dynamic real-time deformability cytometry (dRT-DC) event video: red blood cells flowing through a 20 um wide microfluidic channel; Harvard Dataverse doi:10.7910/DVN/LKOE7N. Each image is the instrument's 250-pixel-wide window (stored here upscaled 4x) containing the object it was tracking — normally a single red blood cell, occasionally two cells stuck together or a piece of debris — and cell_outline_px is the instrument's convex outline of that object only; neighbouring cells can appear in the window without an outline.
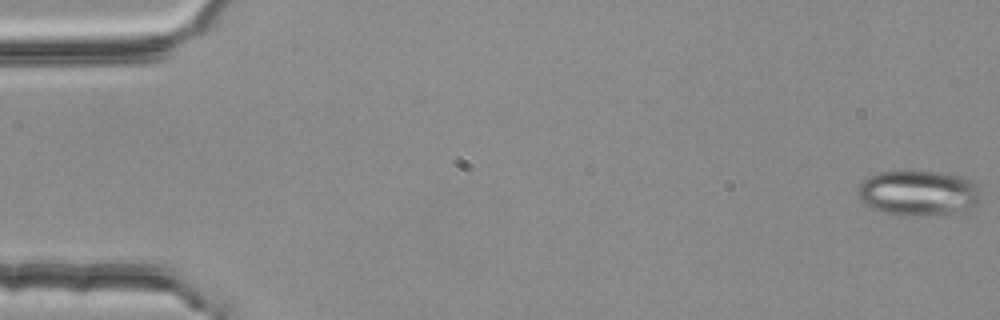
{"species": "common noctule bat (a hibernating species)", "species_latin": "Nyctalus noctula", "temperature_condition": "room temperature", "stored_images_in_passage": 49, "camera_frame_rate_fps": 3000, "um_per_image_px": 0.085, "animal": {"sex": "female", "body_mass_g": 25.1}, "frame": {"image": 1, "passage_image": 1, "time_ms": 0.0, "image_size_px": [1000, 320], "cell_outline_px": [[976, 204], [968, 208], [952, 212], [920, 216], [896, 216], [872, 208], [864, 204], [860, 200], [856, 192], [860, 184], [868, 176], [880, 172], [944, 172], [964, 176], [976, 180]], "centroid_in_image_um": [78.0, 16.4], "position_along_channel_um": 7.0, "area_um2": 32.25}}
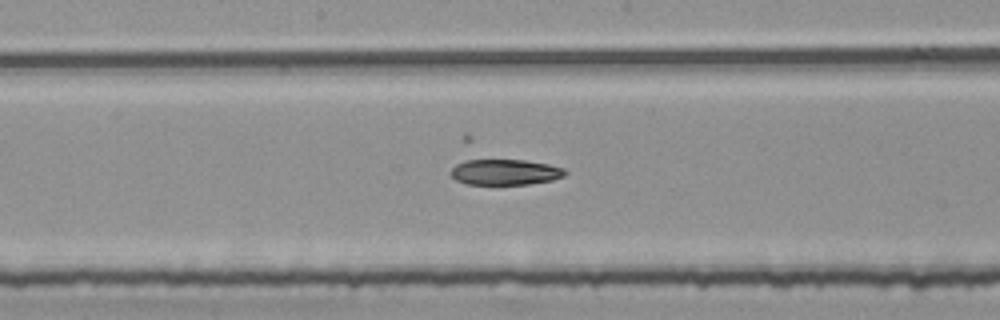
{"frame": {"image": 2, "passage_image": 29, "time_ms": 9.333, "image_size_px": [1000, 320], "cell_outline_px": [[568, 172], [564, 176], [552, 180], [528, 184], [468, 184], [456, 180], [452, 176], [452, 168], [456, 164], [472, 156], [524, 160], [548, 164], [564, 168]], "centroid_in_image_um": [42.88, 14.57], "position_along_channel_um": 205.3, "area_um2": 17.86}}
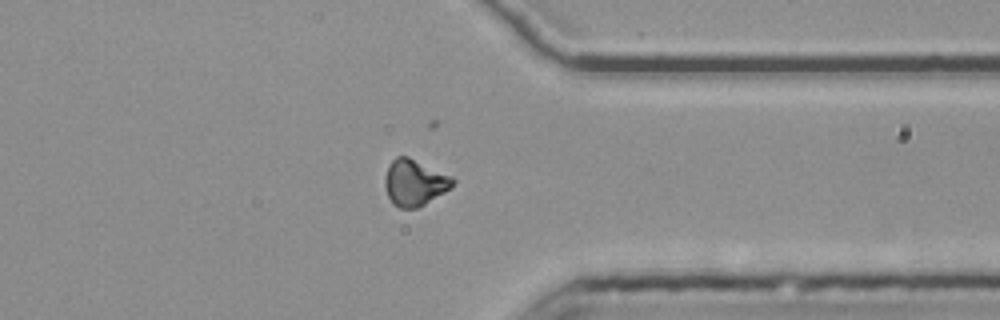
{"frame": {"image": 3, "passage_image": 43, "time_ms": 14.0, "image_size_px": [1000, 320], "cell_outline_px": [[456, 180], [452, 188], [424, 204], [416, 208], [400, 208], [392, 204], [388, 196], [384, 184], [384, 176], [388, 164], [396, 156], [408, 156], [452, 176]], "centroid_in_image_um": [35.22, 15.51], "position_along_channel_um": 376.2, "area_um2": 18.5}}